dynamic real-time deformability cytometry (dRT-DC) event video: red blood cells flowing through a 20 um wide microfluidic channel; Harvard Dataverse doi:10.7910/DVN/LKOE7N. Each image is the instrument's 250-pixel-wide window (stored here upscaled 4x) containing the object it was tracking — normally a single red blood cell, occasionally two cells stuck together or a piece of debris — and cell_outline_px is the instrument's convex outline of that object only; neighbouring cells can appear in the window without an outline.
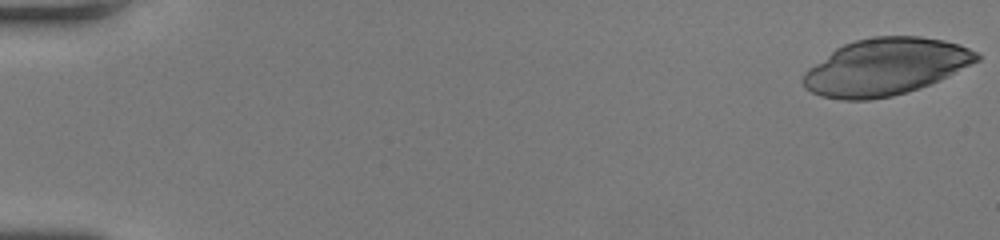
{"species": "human", "species_latin": "Homo sapiens", "temperature_condition": "room temperature", "stored_images_in_passage": 23, "camera_frame_rate_fps": 3000, "um_per_image_px": 0.085, "donor": {"sex": "female"}, "frame": {"image": 1, "passage_image": 1, "time_ms": 0.0, "image_size_px": [1000, 240], "cell_outline_px": [[980, 60], [940, 80], [920, 88], [892, 96], [868, 100], [844, 100], [820, 96], [804, 88], [800, 80], [804, 72], [808, 68], [836, 48], [844, 44], [856, 40], [872, 36], [920, 36], [944, 40], [960, 44], [976, 52], [980, 56]], "centroid_in_image_um": [75.25, 5.68], "position_along_channel_um": 9.8, "area_um2": 57.68}}